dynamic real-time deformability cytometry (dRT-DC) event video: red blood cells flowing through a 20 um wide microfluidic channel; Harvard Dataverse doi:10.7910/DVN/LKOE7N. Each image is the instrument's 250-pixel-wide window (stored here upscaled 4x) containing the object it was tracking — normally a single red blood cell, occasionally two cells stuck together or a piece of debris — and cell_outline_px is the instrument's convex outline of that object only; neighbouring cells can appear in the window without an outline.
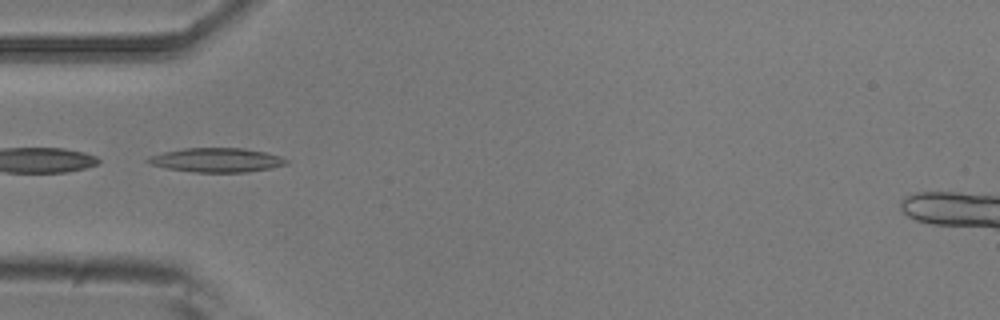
{"species": "common noctule bat (a hibernating species)", "species_latin": "Nyctalus noctula", "temperature_condition": "room temperature", "stored_images_in_passage": 4, "camera_frame_rate_fps": 3000, "um_per_image_px": 0.085, "animal": {"sex": "male", "body_mass_g": 20.5, "forearm_length_mm": 52.5}, "frame": {"image": 1, "passage_image": 3, "time_ms": 2.667, "image_size_px": [1000, 320], "cell_outline_px": [[288, 164], [272, 168], [248, 172], [196, 172], [168, 168], [152, 164], [144, 160], [152, 156], [164, 152], [184, 148], [244, 148], [264, 152], [280, 156], [288, 160]], "centroid_in_image_um": [18.47, 13.6], "position_along_channel_um": 66.5, "area_um2": 19.31}}
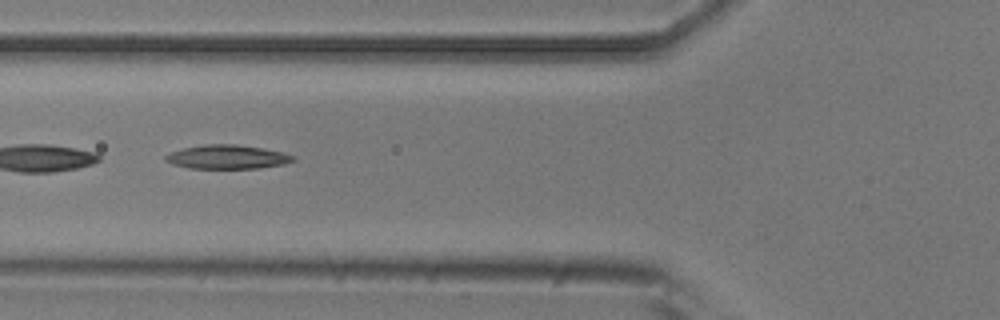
{"frame": {"image": 2, "passage_image": 4, "time_ms": 3.667, "image_size_px": [1000, 320], "cell_outline_px": [[296, 160], [284, 164], [260, 168], [188, 168], [172, 164], [164, 160], [164, 156], [172, 152], [184, 148], [204, 144], [236, 144], [284, 152], [292, 156]], "centroid_in_image_um": [19.3, 13.34], "position_along_channel_um": 106.5, "area_um2": 17.69}}